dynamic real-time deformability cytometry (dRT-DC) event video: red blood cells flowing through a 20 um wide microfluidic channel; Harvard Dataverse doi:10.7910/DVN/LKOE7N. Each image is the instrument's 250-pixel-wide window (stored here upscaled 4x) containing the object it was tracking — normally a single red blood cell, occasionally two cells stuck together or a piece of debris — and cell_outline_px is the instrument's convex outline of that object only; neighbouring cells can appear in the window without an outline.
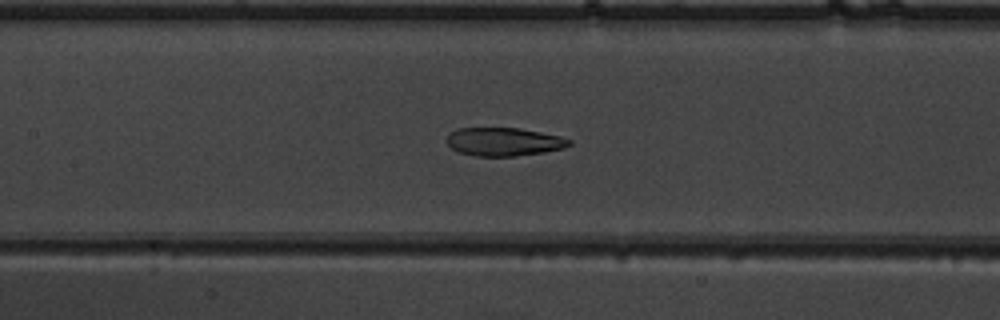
{"species": "common noctule bat (a hibernating species)", "species_latin": "Nyctalus noctula", "temperature_condition": "warm", "stored_images_in_passage": 52, "camera_frame_rate_fps": 3000, "um_per_image_px": 0.085, "animal": {"sex": "male", "body_mass_g": 19.5, "forearm_length_mm": 54.6}, "frame": {"image": 1, "passage_image": 25, "time_ms": 8.0, "image_size_px": [1000, 320], "cell_outline_px": [[572, 144], [564, 148], [544, 152], [516, 156], [476, 156], [460, 152], [452, 148], [448, 144], [448, 136], [456, 128], [520, 128], [560, 136], [572, 140]], "centroid_in_image_um": [42.87, 12.05], "position_along_channel_um": 164.5, "area_um2": 20.11}}
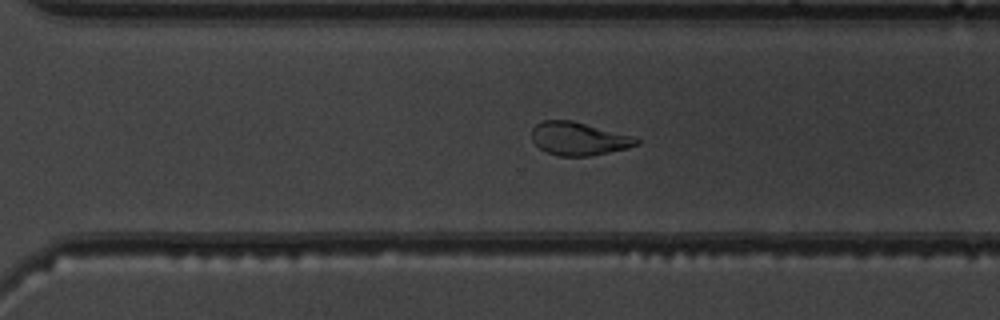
{"frame": {"image": 2, "passage_image": 37, "time_ms": 12.0, "image_size_px": [1000, 320], "cell_outline_px": [[640, 144], [628, 148], [592, 156], [560, 156], [548, 152], [540, 148], [532, 140], [532, 128], [536, 124], [544, 120], [572, 120], [636, 136], [640, 140]], "centroid_in_image_um": [49.24, 11.78], "position_along_channel_um": 321.4, "area_um2": 20.46}}
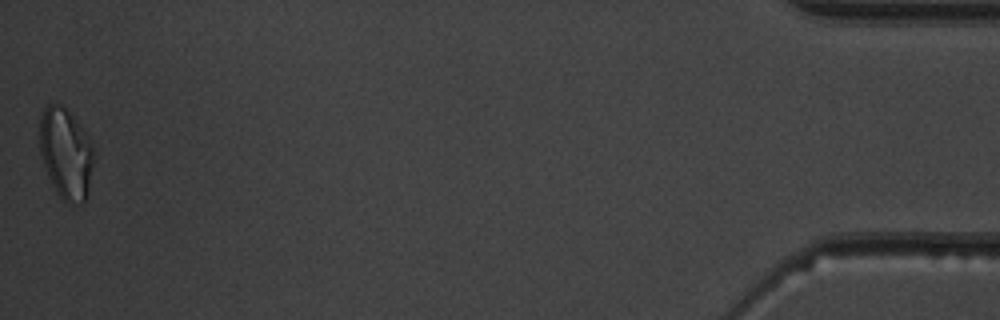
{"frame": {"image": 3, "passage_image": 52, "time_ms": 17.0, "image_size_px": [1000, 320], "cell_outline_px": [[96, 152], [88, 196], [84, 204], [68, 204], [56, 192], [48, 176], [40, 152], [40, 116], [44, 108], [48, 104], [60, 104], [84, 128]], "centroid_in_image_um": [5.65, 13.09], "position_along_channel_um": 429.6, "area_um2": 29.13}, "authors_computed_cell_mechanics": {"area_um2": 22.4842, "velocity_mm_per_s": 3.9327, "shape_relaxation_time_tau1_ms": 8.1675, "shape_relaxation_time_tau2_ms": 2.0762, "deformation_change_tau1": 0.2139, "deformation_change_tau2": 0.0752}}